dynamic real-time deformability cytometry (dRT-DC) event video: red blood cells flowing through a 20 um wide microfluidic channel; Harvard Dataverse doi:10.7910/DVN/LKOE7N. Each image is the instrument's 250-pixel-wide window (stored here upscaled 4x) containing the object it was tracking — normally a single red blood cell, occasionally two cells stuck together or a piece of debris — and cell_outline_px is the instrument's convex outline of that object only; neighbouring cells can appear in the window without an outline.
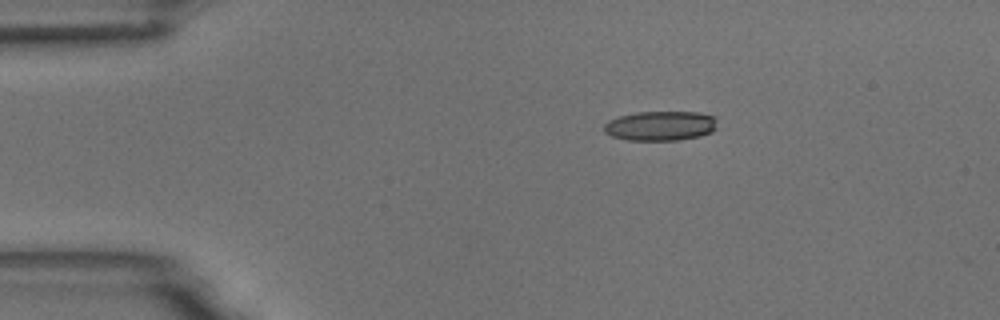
{"species": "common noctule bat (a hibernating species)", "species_latin": "Nyctalus noctula", "temperature_condition": "room temperature", "stored_images_in_passage": 2, "camera_frame_rate_fps": 3000, "um_per_image_px": 0.085, "animal": {"sex": "male", "body_mass_g": 18.8}, "frame": {"image": 1, "passage_image": 1, "time_ms": 0.0, "image_size_px": [1000, 320], "cell_outline_px": [[716, 128], [712, 132], [700, 136], [680, 140], [628, 140], [612, 136], [604, 132], [604, 124], [608, 120], [620, 116], [636, 112], [700, 112], [716, 116]], "centroid_in_image_um": [56.16, 10.69], "position_along_channel_um": 28.8, "area_um2": 19.71}}